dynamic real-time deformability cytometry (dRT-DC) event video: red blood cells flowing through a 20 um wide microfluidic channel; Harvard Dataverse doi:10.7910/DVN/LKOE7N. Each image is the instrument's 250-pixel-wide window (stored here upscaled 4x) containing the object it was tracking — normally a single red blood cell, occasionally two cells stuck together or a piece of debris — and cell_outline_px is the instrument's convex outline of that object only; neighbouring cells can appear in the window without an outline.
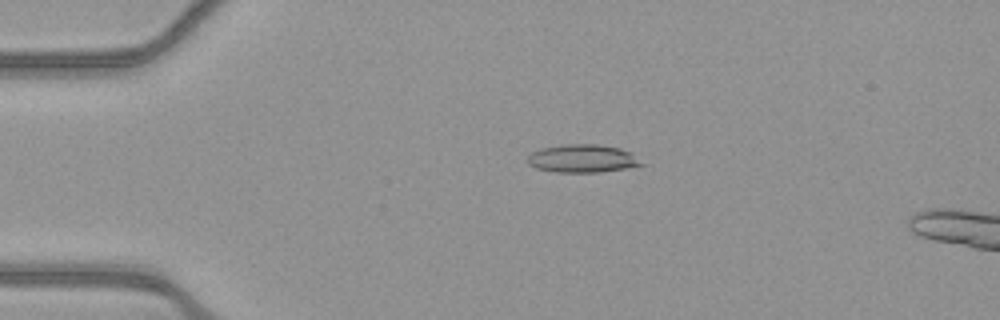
{"species": "common noctule bat (a hibernating species)", "species_latin": "Nyctalus noctula", "temperature_condition": "warm", "stored_images_in_passage": 54, "camera_frame_rate_fps": 3000, "um_per_image_px": 0.085, "animal": {"sex": "female", "body_mass_g": 21.9}, "frame": {"image": 1, "passage_image": 12, "time_ms": 3.667, "image_size_px": [1000, 320], "cell_outline_px": [[648, 164], [628, 168], [600, 172], [556, 172], [536, 168], [528, 164], [528, 156], [532, 152], [540, 148], [564, 144], [600, 144], [620, 148], [628, 152]], "centroid_in_image_um": [49.53, 13.47], "position_along_channel_um": 35.5, "area_um2": 18.73}}
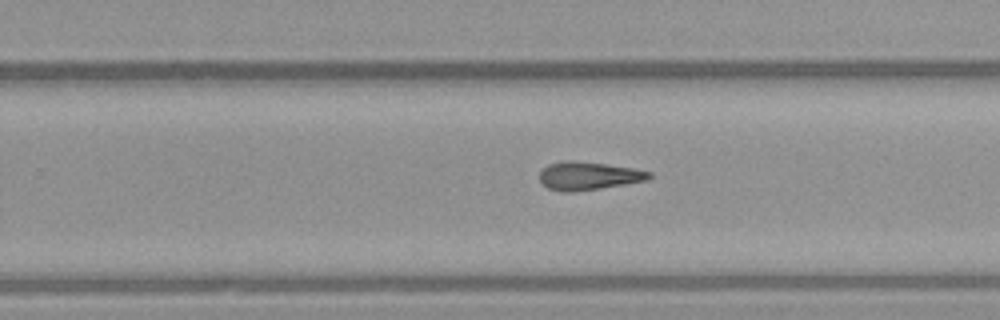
{"frame": {"image": 2, "passage_image": 34, "time_ms": 11.0, "image_size_px": [1000, 320], "cell_outline_px": [[652, 176], [648, 180], [600, 188], [572, 192], [564, 192], [548, 188], [540, 180], [540, 172], [548, 164], [564, 160], [572, 160], [604, 164], [632, 168], [652, 172]], "centroid_in_image_um": [50.02, 14.94], "position_along_channel_um": 279.8, "area_um2": 17.8}}
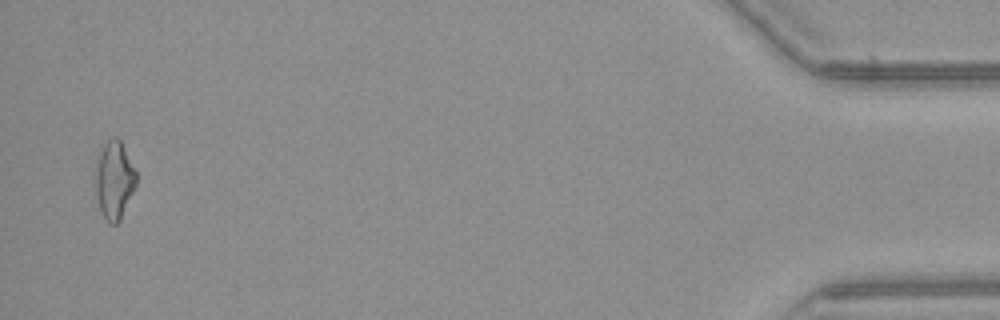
{"frame": {"image": 3, "passage_image": 52, "time_ms": 17.0, "image_size_px": [1000, 320], "cell_outline_px": [[136, 184], [120, 220], [116, 224], [108, 224], [104, 220], [100, 212], [92, 184], [92, 176], [96, 160], [104, 144], [108, 140], [116, 136], [120, 140], [136, 172]], "centroid_in_image_um": [9.63, 15.34], "position_along_channel_um": 425.6, "area_um2": 19.07}, "authors_computed_cell_mechanics": {"area_um2": 18.0336, "velocity_mm_per_s": 3.9159, "shape_relaxation_time_tau1_ms": null, "shape_relaxation_time_tau2_ms": 6.012, "deformation_change_tau1": null, "deformation_change_tau2": 0.1986}}